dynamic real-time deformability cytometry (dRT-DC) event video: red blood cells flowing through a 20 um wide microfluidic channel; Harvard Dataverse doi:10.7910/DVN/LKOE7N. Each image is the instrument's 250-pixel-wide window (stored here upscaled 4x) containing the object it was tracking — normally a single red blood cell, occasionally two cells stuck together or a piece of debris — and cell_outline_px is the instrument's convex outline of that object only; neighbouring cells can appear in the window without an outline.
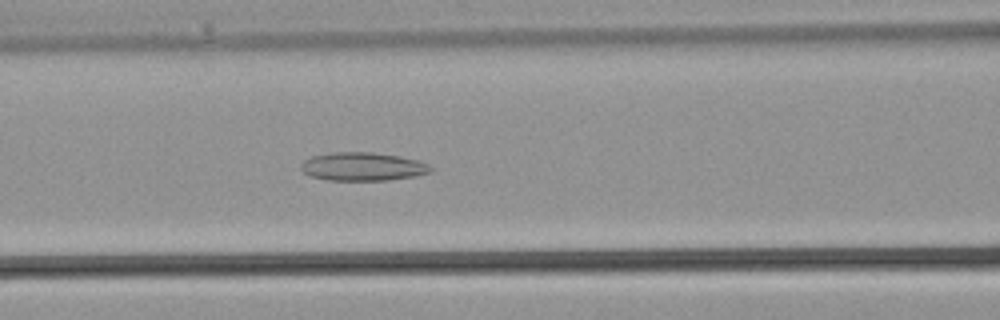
{"species": "common noctule bat (a hibernating species)", "species_latin": "Nyctalus noctula", "temperature_condition": "warm", "stored_images_in_passage": 32, "camera_frame_rate_fps": 3000, "um_per_image_px": 0.085, "animal": {"sex": "male", "body_mass_g": 21.5, "forearm_length_mm": 52.0}, "frame": {"image": 1, "passage_image": 14, "time_ms": 4.333, "image_size_px": [1000, 320], "cell_outline_px": [[432, 172], [416, 176], [388, 180], [328, 180], [308, 176], [300, 168], [300, 164], [304, 160], [312, 156], [336, 152], [372, 152], [400, 156], [416, 160], [428, 164], [432, 168]], "centroid_in_image_um": [30.82, 14.16], "position_along_channel_um": 135.8, "area_um2": 21.5}}
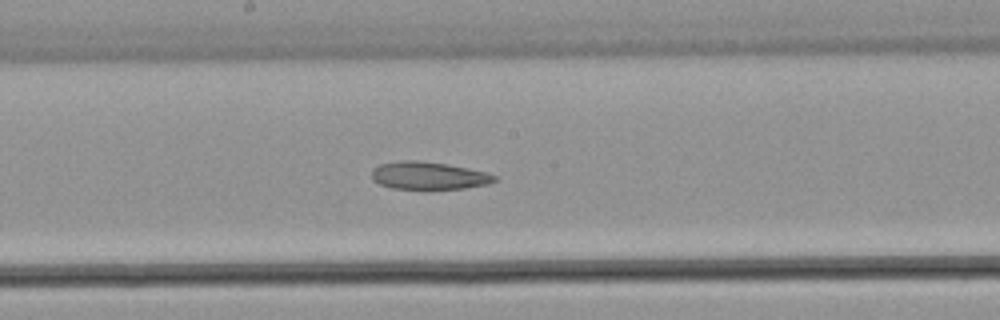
{"frame": {"image": 2, "passage_image": 18, "time_ms": 5.667, "image_size_px": [1000, 320], "cell_outline_px": [[496, 180], [488, 184], [464, 188], [392, 188], [380, 184], [372, 180], [372, 168], [380, 164], [400, 160], [420, 160], [448, 164], [488, 172], [496, 176]], "centroid_in_image_um": [36.42, 14.9], "position_along_channel_um": 211.8, "area_um2": 19.71}}
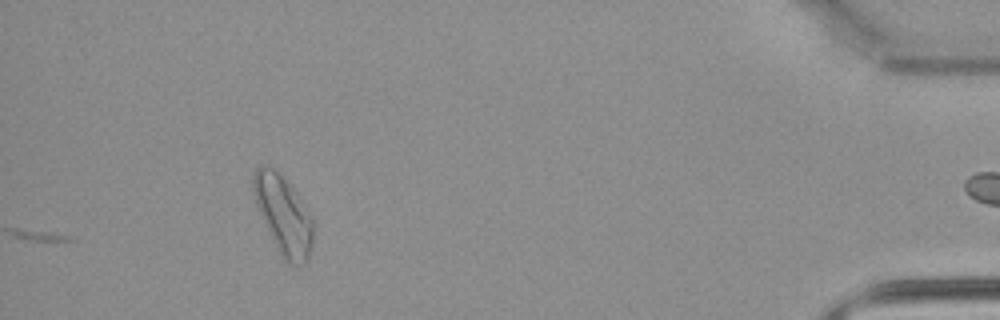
{"frame": {"image": 3, "passage_image": 32, "time_ms": 10.333, "image_size_px": [1000, 320], "cell_outline_px": [[312, 248], [308, 260], [304, 264], [288, 264], [280, 256], [268, 232], [256, 204], [252, 192], [252, 172], [260, 164], [268, 164], [300, 196], [312, 216]], "centroid_in_image_um": [24.07, 18.28], "position_along_channel_um": 411.1, "area_um2": 27.57}}